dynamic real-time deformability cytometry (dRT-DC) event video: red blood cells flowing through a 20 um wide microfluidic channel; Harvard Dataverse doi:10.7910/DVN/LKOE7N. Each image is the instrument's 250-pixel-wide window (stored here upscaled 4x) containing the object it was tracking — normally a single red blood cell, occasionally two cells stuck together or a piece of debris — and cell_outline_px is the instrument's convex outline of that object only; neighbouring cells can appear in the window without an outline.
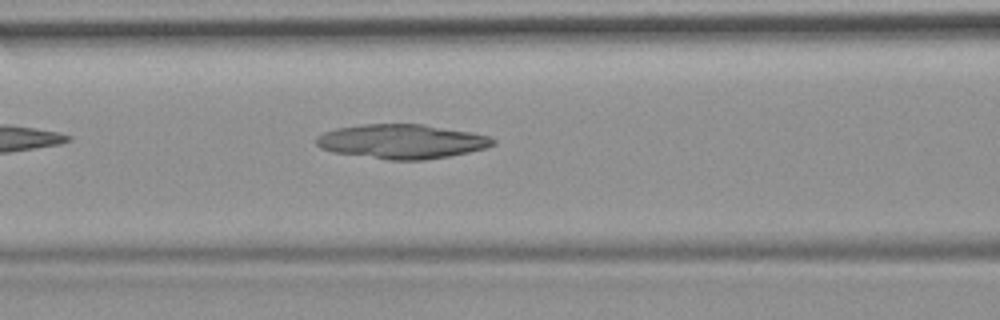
{"species": "common noctule bat (a hibernating species)", "species_latin": "Nyctalus noctula", "temperature_condition": "room temperature", "stored_images_in_passage": 5, "camera_frame_rate_fps": 3000, "um_per_image_px": 0.085, "animal": {"sex": "female", "body_mass_g": 19.9}, "frame": {"image": 1, "passage_image": 5, "time_ms": 4.667, "image_size_px": [1000, 320], "cell_outline_px": [[496, 144], [484, 148], [468, 152], [448, 156], [424, 160], [388, 160], [332, 152], [320, 148], [316, 144], [316, 136], [324, 132], [336, 128], [364, 124], [424, 124], [468, 132], [488, 136], [496, 140]], "centroid_in_image_um": [34.11, 12.03], "position_along_channel_um": 132.5, "area_um2": 35.32}}